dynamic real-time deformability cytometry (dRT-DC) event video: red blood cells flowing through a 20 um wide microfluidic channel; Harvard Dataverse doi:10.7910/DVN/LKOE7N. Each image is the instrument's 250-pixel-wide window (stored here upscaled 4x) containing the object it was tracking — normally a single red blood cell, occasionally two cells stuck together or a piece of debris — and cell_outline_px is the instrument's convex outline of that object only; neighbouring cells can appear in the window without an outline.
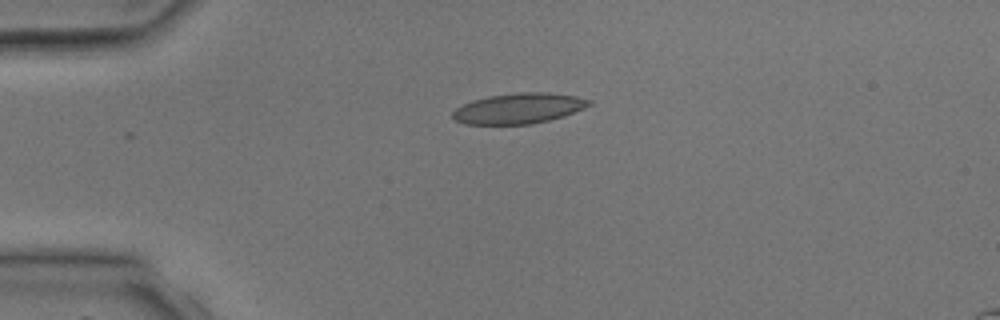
{"species": "common noctule bat (a hibernating species)", "species_latin": "Nyctalus noctula", "temperature_condition": "room temperature", "stored_images_in_passage": 2, "camera_frame_rate_fps": 3000, "um_per_image_px": 0.085, "animal": {"sex": "male", "body_mass_g": 17.9, "forearm_length_mm": 54.2}, "frame": {"image": 1, "passage_image": 1, "time_ms": 0.0, "image_size_px": [1000, 320], "cell_outline_px": [[592, 104], [584, 108], [564, 116], [532, 124], [464, 124], [456, 120], [452, 116], [452, 112], [456, 108], [472, 100], [488, 96], [520, 92], [548, 92], [576, 96], [592, 100]], "centroid_in_image_um": [44.11, 9.21], "position_along_channel_um": 40.9, "area_um2": 24.22}}